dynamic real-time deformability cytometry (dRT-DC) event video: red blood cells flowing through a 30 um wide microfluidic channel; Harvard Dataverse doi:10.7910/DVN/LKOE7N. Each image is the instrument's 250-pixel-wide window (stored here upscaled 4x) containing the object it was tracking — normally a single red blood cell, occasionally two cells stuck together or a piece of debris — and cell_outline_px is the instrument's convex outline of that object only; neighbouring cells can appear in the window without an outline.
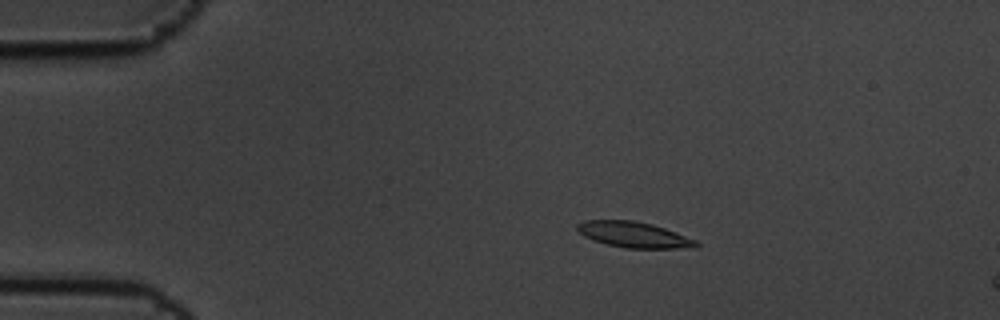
{"species": "common noctule bat (a hibernating species)", "species_latin": "Nyctalus noctula", "temperature_condition": "cold", "stored_images_in_passage": 5, "camera_frame_rate_fps": 3000, "um_per_image_px": 0.085, "animal": {"sex": "male", "body_mass_g": 19.5, "forearm_length_mm": 54.6}, "frame": {"image": 1, "passage_image": 3, "time_ms": 0.667, "image_size_px": [1000, 320], "cell_outline_px": [[700, 244], [696, 248], [624, 248], [592, 240], [584, 236], [576, 228], [576, 224], [584, 220], [632, 220], [652, 224], [676, 232], [696, 240]], "centroid_in_image_um": [53.88, 19.95], "position_along_channel_um": 31.1, "area_um2": 17.86}}